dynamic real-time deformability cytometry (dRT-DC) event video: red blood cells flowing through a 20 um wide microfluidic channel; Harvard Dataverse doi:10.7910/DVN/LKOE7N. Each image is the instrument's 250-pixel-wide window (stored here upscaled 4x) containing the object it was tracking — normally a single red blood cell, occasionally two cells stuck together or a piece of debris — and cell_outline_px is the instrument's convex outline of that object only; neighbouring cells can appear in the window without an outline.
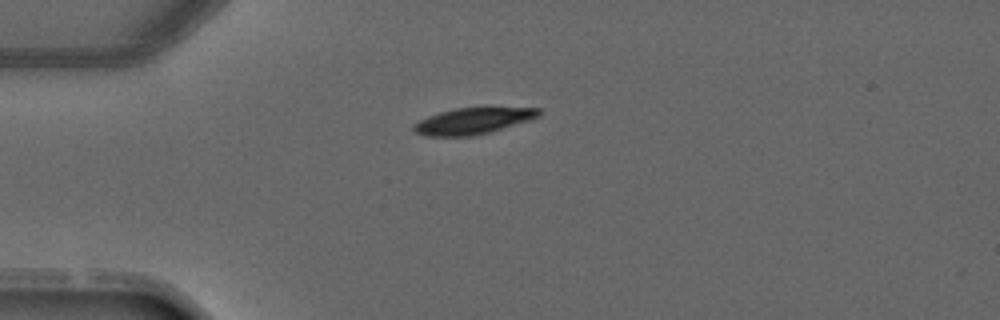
{"species": "common noctule bat (a hibernating species)", "species_latin": "Nyctalus noctula", "temperature_condition": "warm", "stored_images_in_passage": 1, "camera_frame_rate_fps": 3000, "um_per_image_px": 0.085, "animal": {"sex": "male", "forearm_length_mm": 52.5}, "frame": {"image": 1, "passage_image": 1, "time_ms": 0.0, "image_size_px": [1000, 320], "cell_outline_px": [[540, 116], [492, 132], [472, 136], [428, 136], [416, 132], [412, 128], [412, 124], [428, 116], [440, 112], [456, 108], [484, 104], [492, 104], [540, 108]], "centroid_in_image_um": [40.3, 10.21], "position_along_channel_um": 44.7, "area_um2": 20.29}}